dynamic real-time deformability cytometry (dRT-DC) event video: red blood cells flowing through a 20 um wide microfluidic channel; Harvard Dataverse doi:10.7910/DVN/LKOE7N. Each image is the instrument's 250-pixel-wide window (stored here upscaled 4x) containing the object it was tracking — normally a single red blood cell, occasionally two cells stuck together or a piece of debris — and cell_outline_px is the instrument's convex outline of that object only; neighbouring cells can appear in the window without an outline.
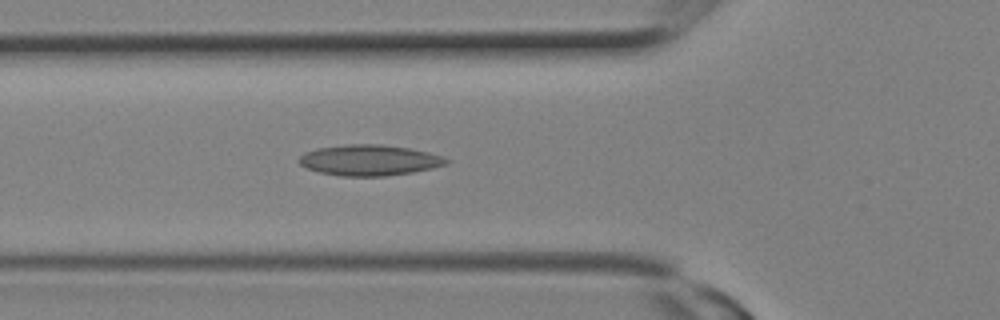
{"species": "Egyptian fruit bat (a non-hibernating species)", "species_latin": "Rousettus aegyptiacus", "temperature_condition": "room temperature", "stored_images_in_passage": 8, "camera_frame_rate_fps": 3000, "um_per_image_px": 0.085, "animal": {"sex": "female"}, "frame": {"image": 1, "passage_image": 8, "time_ms": 2.333, "image_size_px": [1000, 320], "cell_outline_px": [[452, 160], [448, 164], [432, 168], [412, 172], [384, 176], [340, 176], [320, 172], [308, 168], [300, 164], [300, 156], [304, 152], [316, 148], [348, 144], [380, 144], [408, 148], [428, 152], [444, 156]], "centroid_in_image_um": [31.43, 13.61], "position_along_channel_um": 94.4, "area_um2": 26.41}}